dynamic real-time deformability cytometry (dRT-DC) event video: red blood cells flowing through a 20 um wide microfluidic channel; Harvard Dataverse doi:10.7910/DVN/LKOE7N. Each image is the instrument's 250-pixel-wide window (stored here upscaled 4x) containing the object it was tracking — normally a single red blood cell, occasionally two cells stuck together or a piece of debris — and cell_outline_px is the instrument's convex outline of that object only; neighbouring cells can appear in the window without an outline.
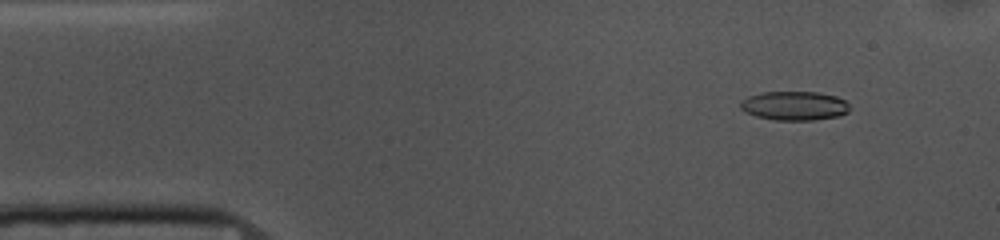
{"species": "common noctule bat (a hibernating species)", "species_latin": "Nyctalus noctula", "temperature_condition": "cold", "stored_images_in_passage": 53, "camera_frame_rate_fps": 3000, "um_per_image_px": 0.085, "animal": {"sex": "female", "body_mass_g": 10.0, "forearm_length_mm": 53.1}, "frame": {"image": 1, "passage_image": 5, "time_ms": 1.333, "image_size_px": [1000, 240], "cell_outline_px": [[848, 112], [840, 116], [816, 120], [776, 120], [756, 116], [740, 108], [740, 100], [748, 96], [760, 92], [820, 92], [836, 96], [844, 100], [848, 104]], "centroid_in_image_um": [67.52, 8.98], "position_along_channel_um": 17.5, "area_um2": 18.55}}
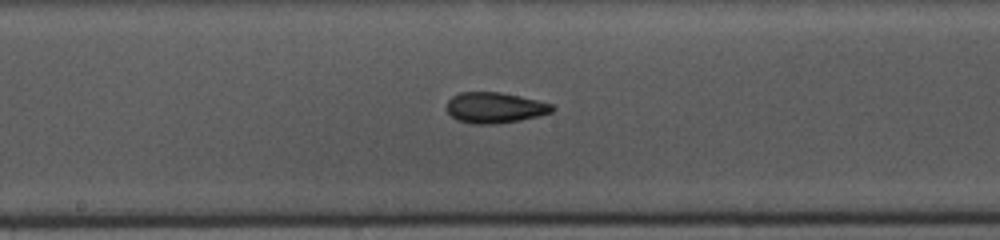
{"frame": {"image": 2, "passage_image": 26, "time_ms": 8.333, "image_size_px": [1000, 240], "cell_outline_px": [[556, 108], [552, 112], [540, 116], [520, 120], [496, 124], [472, 124], [456, 120], [448, 112], [448, 100], [452, 96], [460, 92], [500, 92], [520, 96], [552, 104]], "centroid_in_image_um": [42.07, 9.16], "position_along_channel_um": 206.1, "area_um2": 18.96}}
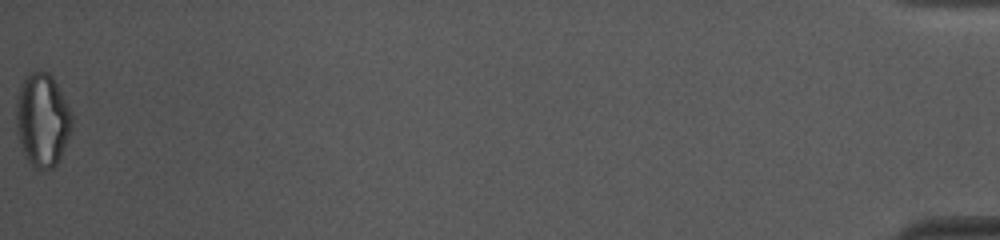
{"frame": {"image": 3, "passage_image": 53, "time_ms": 17.333, "image_size_px": [1000, 240], "cell_outline_px": [[72, 132], [56, 164], [48, 172], [36, 168], [28, 160], [20, 144], [16, 124], [16, 96], [20, 84], [28, 72], [48, 72], [52, 76], [72, 112]], "centroid_in_image_um": [3.6, 10.19], "position_along_channel_um": 431.6, "area_um2": 30.46}, "authors_computed_cell_mechanics": {"area_um2": 18.9584, "velocity_mm_per_s": 3.6944, "shape_relaxation_time_tau1_ms": 7.1442, "shape_relaxation_time_tau2_ms": 2.8035, "deformation_change_tau1": 0.1541, "deformation_change_tau2": 0.0954}}